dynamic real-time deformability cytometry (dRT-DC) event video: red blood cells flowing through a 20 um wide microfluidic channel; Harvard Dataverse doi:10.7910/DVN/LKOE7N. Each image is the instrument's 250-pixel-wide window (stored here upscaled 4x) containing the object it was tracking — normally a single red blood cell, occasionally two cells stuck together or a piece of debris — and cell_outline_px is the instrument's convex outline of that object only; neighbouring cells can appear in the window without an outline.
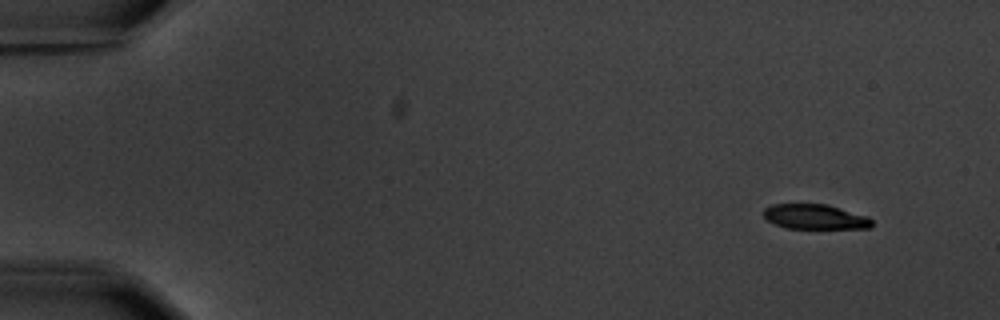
{"species": "common noctule bat (a hibernating species)", "species_latin": "Nyctalus noctula", "temperature_condition": "warm", "stored_images_in_passage": 4, "camera_frame_rate_fps": 3000, "um_per_image_px": 0.085, "animal": {"sex": "male", "body_mass_g": 20.1, "forearm_length_mm": 53.5}, "frame": {"image": 1, "passage_image": 1, "time_ms": 0.0, "image_size_px": [1000, 320], "cell_outline_px": [[872, 228], [788, 228], [776, 224], [768, 220], [764, 216], [764, 208], [772, 204], [828, 204], [868, 216], [872, 220]], "centroid_in_image_um": [69.31, 18.42], "position_along_channel_um": 15.7, "area_um2": 15.66}}